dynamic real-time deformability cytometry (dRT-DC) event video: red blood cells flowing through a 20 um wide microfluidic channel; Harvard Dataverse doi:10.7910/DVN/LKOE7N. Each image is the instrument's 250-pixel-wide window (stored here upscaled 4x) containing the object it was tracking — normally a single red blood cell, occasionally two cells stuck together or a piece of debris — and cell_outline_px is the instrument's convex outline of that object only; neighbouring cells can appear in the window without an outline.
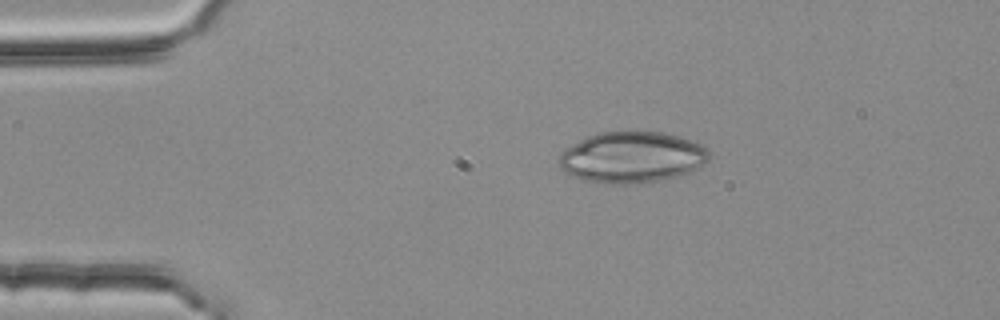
{"species": "common noctule bat (a hibernating species)", "species_latin": "Nyctalus noctula", "temperature_condition": "room temperature", "stored_images_in_passage": 2, "camera_frame_rate_fps": 3000, "um_per_image_px": 0.085, "animal": {"sex": "female", "body_mass_g": 25.1}, "frame": {"image": 1, "passage_image": 1, "time_ms": 0.0, "image_size_px": [1000, 320], "cell_outline_px": [[712, 152], [708, 160], [704, 164], [692, 172], [676, 176], [636, 184], [604, 184], [584, 180], [572, 176], [564, 172], [560, 168], [560, 156], [568, 148], [580, 140], [596, 132], [664, 132], [680, 136], [704, 144]], "centroid_in_image_um": [53.78, 13.37], "position_along_channel_um": 31.2, "area_um2": 44.97}}